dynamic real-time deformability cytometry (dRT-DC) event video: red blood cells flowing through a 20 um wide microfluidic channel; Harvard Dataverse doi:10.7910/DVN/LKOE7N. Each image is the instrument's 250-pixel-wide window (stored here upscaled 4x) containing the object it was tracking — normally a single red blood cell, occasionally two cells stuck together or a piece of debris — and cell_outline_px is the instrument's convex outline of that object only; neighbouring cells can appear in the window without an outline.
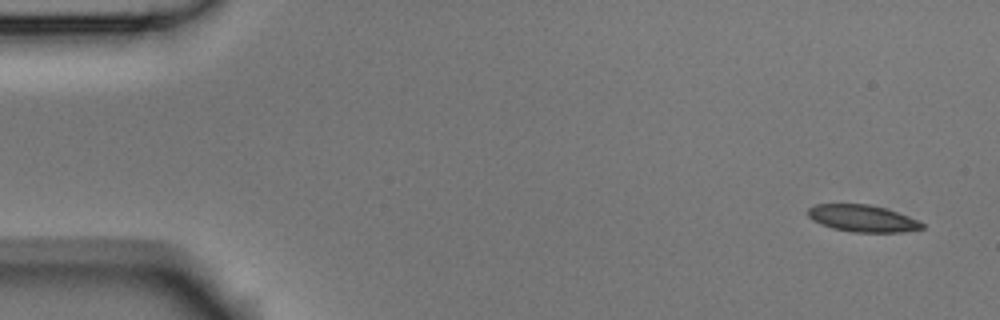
{"species": "Egyptian fruit bat (a non-hibernating species)", "species_latin": "Rousettus aegyptiacus", "temperature_condition": "room temperature", "stored_images_in_passage": 9, "camera_frame_rate_fps": 3000, "um_per_image_px": 0.085, "animal": {"sex": "male"}, "frame": {"image": 1, "passage_image": 1, "time_ms": 0.0, "image_size_px": [1000, 320], "cell_outline_px": [[924, 228], [900, 232], [856, 232], [832, 228], [812, 220], [808, 216], [808, 208], [816, 204], [868, 204], [884, 208], [908, 216], [924, 224]], "centroid_in_image_um": [73.28, 18.56], "position_along_channel_um": 11.7, "area_um2": 17.63}}
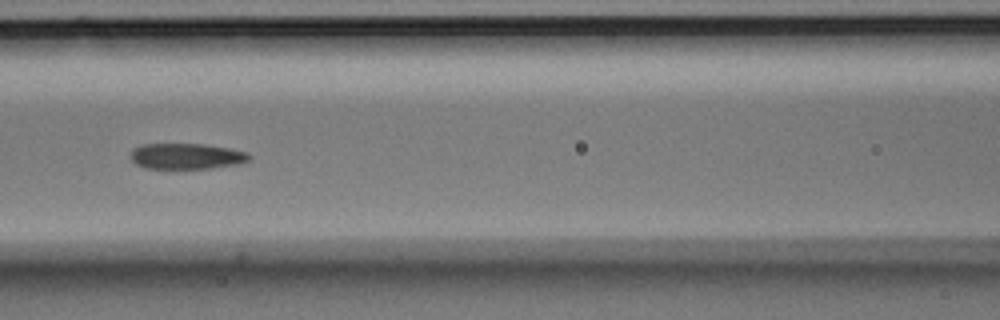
{"frame": {"image": 2, "passage_image": 7, "time_ms": 2.0, "image_size_px": [1000, 320], "cell_outline_px": [[252, 156], [248, 160], [240, 164], [212, 168], [144, 168], [136, 164], [128, 156], [132, 148], [140, 144], [204, 144], [228, 148], [248, 152]], "centroid_in_image_um": [15.82, 13.27], "position_along_channel_um": 150.8, "area_um2": 18.03}}
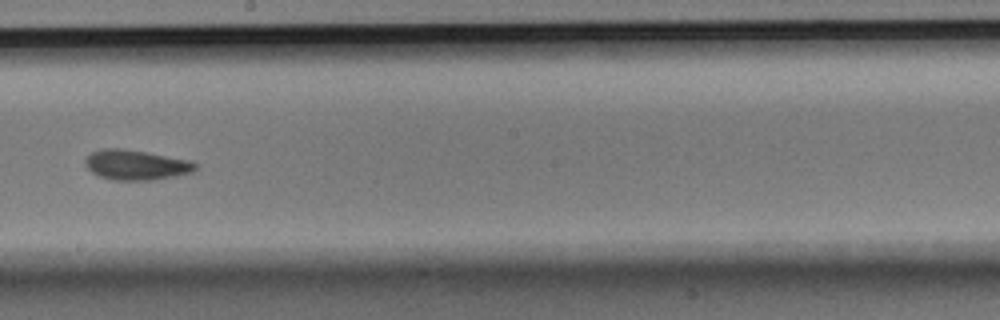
{"frame": {"image": 3, "passage_image": 9, "time_ms": 2.667, "image_size_px": [1000, 320], "cell_outline_px": [[196, 168], [192, 172], [176, 176], [156, 180], [112, 180], [100, 176], [92, 172], [84, 164], [84, 160], [92, 152], [104, 148], [120, 148], [148, 152], [192, 160], [196, 164]], "centroid_in_image_um": [11.58, 14.01], "position_along_channel_um": 236.6, "area_um2": 19.42}}